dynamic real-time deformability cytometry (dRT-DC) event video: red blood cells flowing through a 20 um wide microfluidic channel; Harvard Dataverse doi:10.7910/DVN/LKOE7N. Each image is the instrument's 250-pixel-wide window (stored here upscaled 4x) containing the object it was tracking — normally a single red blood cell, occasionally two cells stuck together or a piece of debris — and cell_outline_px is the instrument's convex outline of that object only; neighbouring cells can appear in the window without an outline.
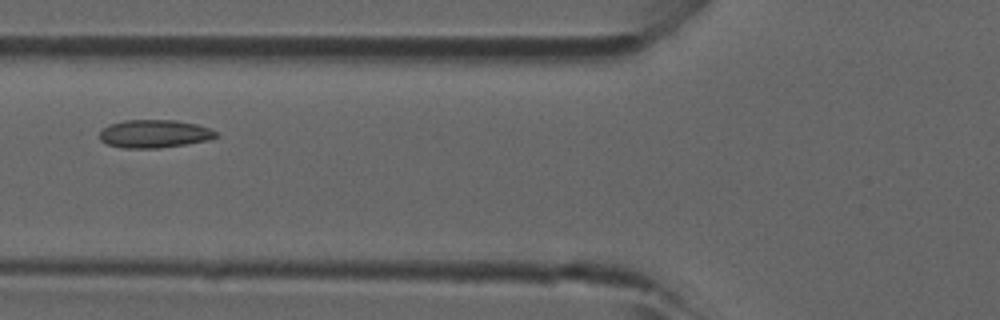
{"species": "common noctule bat (a hibernating species)", "species_latin": "Nyctalus noctula", "temperature_condition": "room temperature", "stored_images_in_passage": 3, "camera_frame_rate_fps": 3000, "um_per_image_px": 0.085, "animal": {"sex": "male", "forearm_length_mm": 52.5}, "frame": {"image": 1, "passage_image": 3, "time_ms": 0.667, "image_size_px": [1000, 320], "cell_outline_px": [[220, 136], [208, 140], [188, 144], [160, 148], [120, 148], [108, 144], [100, 140], [100, 132], [108, 124], [124, 120], [176, 120], [196, 124], [208, 128], [216, 132]], "centroid_in_image_um": [13.12, 11.37], "position_along_channel_um": 112.7, "area_um2": 19.13}}